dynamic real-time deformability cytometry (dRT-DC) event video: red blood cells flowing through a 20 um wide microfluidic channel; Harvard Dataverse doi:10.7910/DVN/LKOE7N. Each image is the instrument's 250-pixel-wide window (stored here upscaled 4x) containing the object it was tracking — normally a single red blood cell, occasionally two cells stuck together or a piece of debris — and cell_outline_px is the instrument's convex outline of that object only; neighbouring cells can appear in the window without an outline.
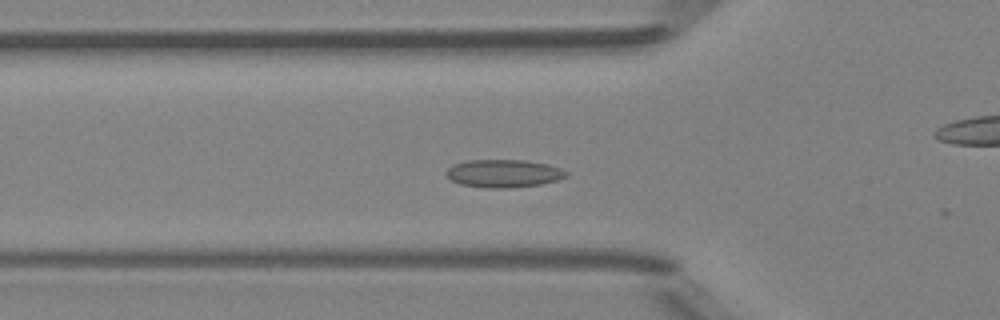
{"species": "Egyptian fruit bat (a non-hibernating species)", "species_latin": "Rousettus aegyptiacus", "temperature_condition": "room temperature", "stored_images_in_passage": 6, "camera_frame_rate_fps": 3000, "um_per_image_px": 0.085, "animal": {"sex": "female"}, "frame": {"image": 1, "passage_image": 5, "time_ms": 1.333, "image_size_px": [1000, 320], "cell_outline_px": [[568, 176], [556, 180], [540, 184], [504, 188], [488, 188], [460, 184], [452, 180], [444, 172], [452, 164], [468, 160], [524, 160], [548, 164], [560, 168], [568, 172]], "centroid_in_image_um": [42.79, 14.73], "position_along_channel_um": 83.0, "area_um2": 19.42}}